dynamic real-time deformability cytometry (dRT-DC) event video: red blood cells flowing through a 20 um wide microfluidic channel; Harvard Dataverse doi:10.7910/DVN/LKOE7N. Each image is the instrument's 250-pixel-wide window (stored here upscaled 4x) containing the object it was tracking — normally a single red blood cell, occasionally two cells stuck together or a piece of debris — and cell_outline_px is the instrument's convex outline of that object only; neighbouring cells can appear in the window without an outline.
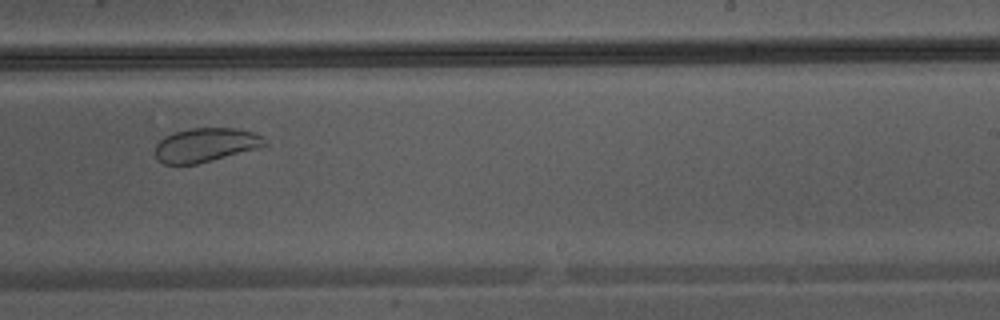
{"species": "Egyptian fruit bat (a non-hibernating species)", "species_latin": "Rousettus aegyptiacus", "temperature_condition": "warm", "stored_images_in_passage": 34, "camera_frame_rate_fps": 3000, "um_per_image_px": 0.085, "animal": {"sex": "male"}, "frame": {"image": 1, "passage_image": 20, "time_ms": 6.333, "image_size_px": [1000, 320], "cell_outline_px": [[268, 144], [260, 148], [196, 164], [164, 164], [156, 156], [156, 144], [164, 136], [172, 132], [188, 128], [236, 128], [252, 132], [260, 136]], "centroid_in_image_um": [17.47, 12.31], "position_along_channel_um": 271.5, "area_um2": 21.62}}